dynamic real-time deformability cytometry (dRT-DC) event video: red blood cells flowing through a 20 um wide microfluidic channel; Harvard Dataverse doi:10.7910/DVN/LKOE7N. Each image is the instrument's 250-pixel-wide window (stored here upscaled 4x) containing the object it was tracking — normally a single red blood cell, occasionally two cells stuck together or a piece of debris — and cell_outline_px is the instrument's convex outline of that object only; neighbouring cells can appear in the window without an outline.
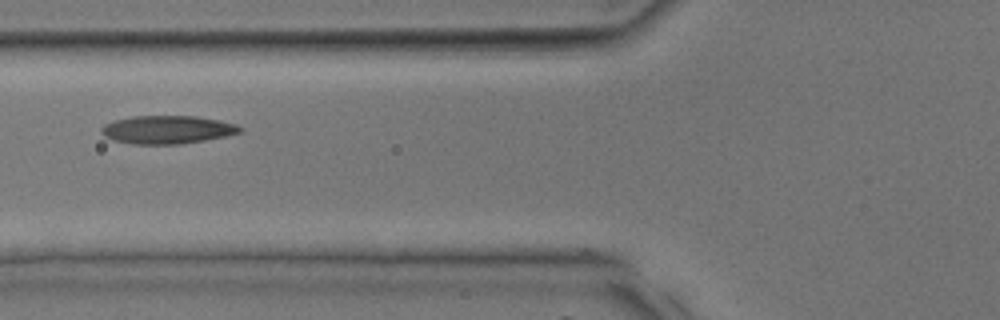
{"species": "common noctule bat (a hibernating species)", "species_latin": "Nyctalus noctula", "temperature_condition": "room temperature", "stored_images_in_passage": 4, "camera_frame_rate_fps": 3000, "um_per_image_px": 0.085, "animal": {"sex": "male", "body_mass_g": 17.9, "forearm_length_mm": 54.2}, "frame": {"image": 1, "passage_image": 3, "time_ms": 0.667, "image_size_px": [1000, 320], "cell_outline_px": [[244, 132], [204, 140], [180, 144], [132, 144], [112, 140], [104, 136], [100, 132], [100, 128], [104, 124], [116, 120], [132, 116], [196, 116], [220, 120], [236, 124], [244, 128]], "centroid_in_image_um": [14.22, 11.02], "position_along_channel_um": 111.6, "area_um2": 22.89}}